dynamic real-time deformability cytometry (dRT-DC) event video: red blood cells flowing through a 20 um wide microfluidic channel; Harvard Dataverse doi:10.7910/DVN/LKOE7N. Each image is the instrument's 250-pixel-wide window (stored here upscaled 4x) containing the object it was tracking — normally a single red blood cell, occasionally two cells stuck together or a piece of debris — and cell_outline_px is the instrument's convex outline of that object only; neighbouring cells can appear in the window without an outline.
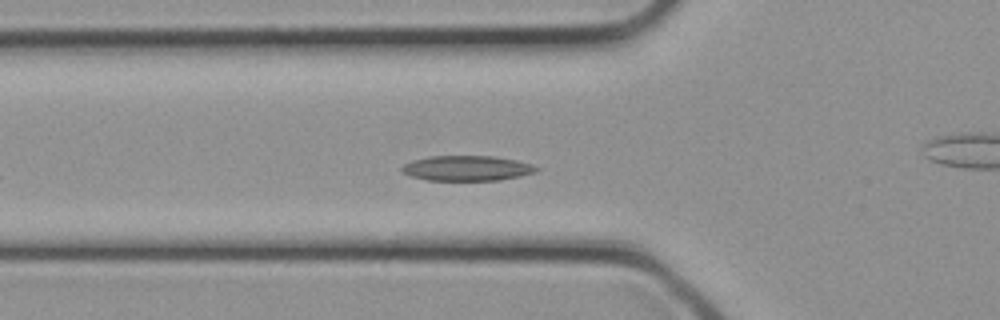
{"species": "common noctule bat (a hibernating species)", "species_latin": "Nyctalus noctula", "temperature_condition": "cold", "stored_images_in_passage": 26, "camera_frame_rate_fps": 3000, "um_per_image_px": 0.085, "animal": {"sex": "female", "body_mass_g": 21.9}, "frame": {"image": 1, "passage_image": 6, "time_ms": 1.667, "image_size_px": [1000, 320], "cell_outline_px": [[540, 168], [536, 172], [520, 176], [500, 180], [428, 180], [412, 176], [400, 172], [400, 168], [404, 164], [412, 160], [428, 156], [496, 156], [516, 160], [532, 164]], "centroid_in_image_um": [39.69, 14.29], "position_along_channel_um": 86.1, "area_um2": 19.83}}
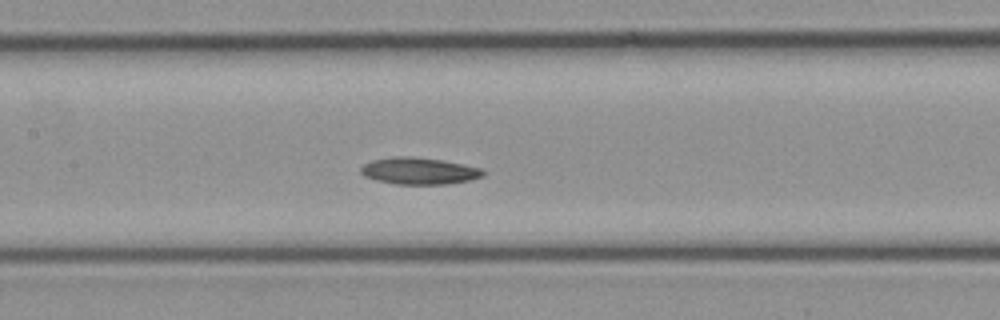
{"frame": {"image": 2, "passage_image": 10, "time_ms": 3.0, "image_size_px": [1000, 320], "cell_outline_px": [[488, 172], [484, 176], [472, 180], [448, 184], [396, 184], [376, 180], [364, 176], [360, 172], [360, 168], [364, 164], [372, 160], [392, 156], [412, 156], [444, 160], [464, 164], [480, 168]], "centroid_in_image_um": [35.66, 14.52], "position_along_channel_um": 171.7, "area_um2": 19.42}}
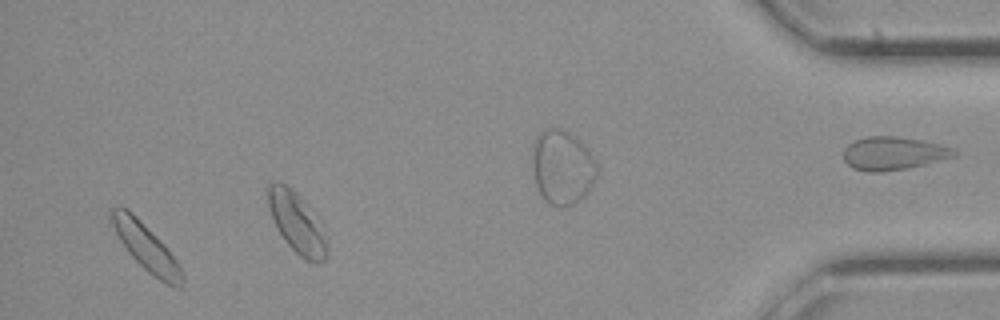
{"frame": {"image": 3, "passage_image": 24, "time_ms": 7.667, "image_size_px": [1000, 320], "cell_outline_px": [[184, 284], [180, 288], [176, 288], [160, 280], [148, 272], [128, 252], [120, 240], [112, 224], [108, 212], [112, 208], [120, 204], [128, 208], [164, 244], [176, 260], [184, 276]], "centroid_in_image_um": [12.4, 20.98], "position_along_channel_um": 422.8, "area_um2": 19.13}}